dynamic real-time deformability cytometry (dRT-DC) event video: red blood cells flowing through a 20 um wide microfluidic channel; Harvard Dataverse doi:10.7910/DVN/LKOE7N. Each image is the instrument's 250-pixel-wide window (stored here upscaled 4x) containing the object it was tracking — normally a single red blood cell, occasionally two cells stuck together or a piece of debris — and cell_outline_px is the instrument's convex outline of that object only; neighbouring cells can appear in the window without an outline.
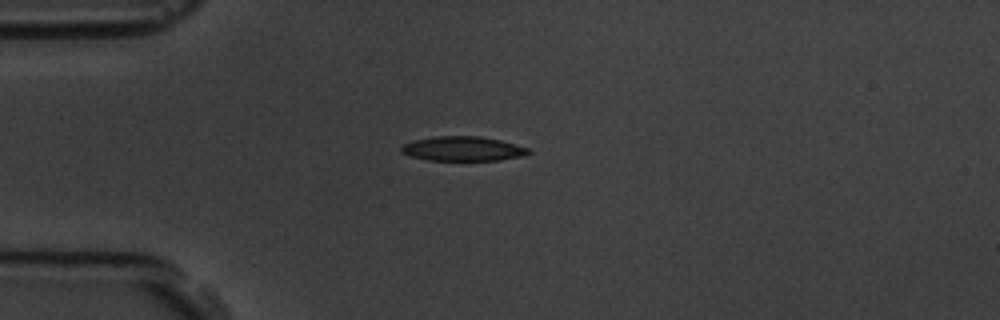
{"species": "common noctule bat (a hibernating species)", "species_latin": "Nyctalus noctula", "temperature_condition": "room temperature", "stored_images_in_passage": 4, "camera_frame_rate_fps": 3000, "um_per_image_px": 0.085, "animal": {"sex": "male", "body_mass_g": 19.5, "forearm_length_mm": 54.6}, "frame": {"image": 1, "passage_image": 2, "time_ms": 1.0, "image_size_px": [1000, 320], "cell_outline_px": [[532, 152], [524, 156], [500, 160], [428, 160], [412, 156], [400, 152], [400, 148], [404, 144], [412, 140], [436, 136], [480, 136], [500, 140], [528, 148]], "centroid_in_image_um": [39.34, 12.64], "position_along_channel_um": 45.7, "area_um2": 18.15}}
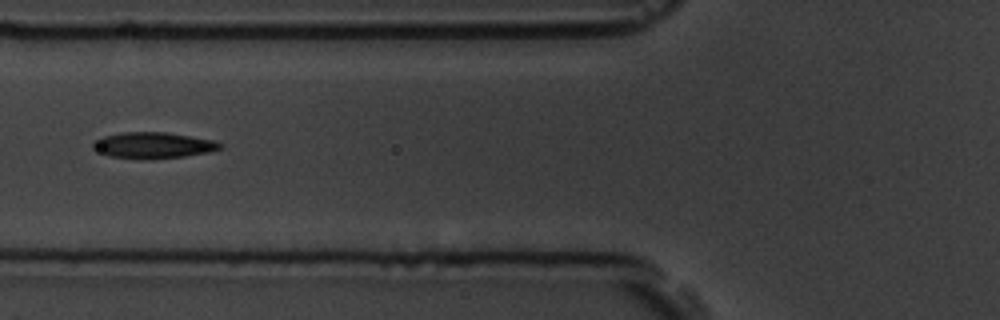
{"frame": {"image": 2, "passage_image": 4, "time_ms": 3.333, "image_size_px": [1000, 320], "cell_outline_px": [[224, 144], [220, 148], [212, 152], [184, 156], [152, 160], [108, 156], [92, 148], [92, 140], [104, 136], [124, 132], [164, 132], [216, 140]], "centroid_in_image_um": [13.03, 12.36], "position_along_channel_um": 112.8, "area_um2": 19.59}}